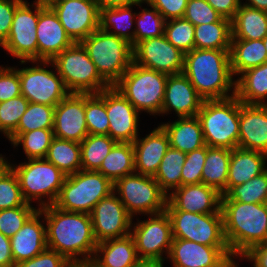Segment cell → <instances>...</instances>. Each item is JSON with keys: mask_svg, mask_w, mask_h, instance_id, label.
Returning <instances> with one entry per match:
<instances>
[{"mask_svg": "<svg viewBox=\"0 0 267 267\" xmlns=\"http://www.w3.org/2000/svg\"><path fill=\"white\" fill-rule=\"evenodd\" d=\"M263 42L267 52V35L263 38Z\"/></svg>", "mask_w": 267, "mask_h": 267, "instance_id": "cell-64", "label": "cell"}, {"mask_svg": "<svg viewBox=\"0 0 267 267\" xmlns=\"http://www.w3.org/2000/svg\"><path fill=\"white\" fill-rule=\"evenodd\" d=\"M165 260L140 259L135 267H164Z\"/></svg>", "mask_w": 267, "mask_h": 267, "instance_id": "cell-59", "label": "cell"}, {"mask_svg": "<svg viewBox=\"0 0 267 267\" xmlns=\"http://www.w3.org/2000/svg\"><path fill=\"white\" fill-rule=\"evenodd\" d=\"M131 234L97 243L91 267H135L139 261Z\"/></svg>", "mask_w": 267, "mask_h": 267, "instance_id": "cell-27", "label": "cell"}, {"mask_svg": "<svg viewBox=\"0 0 267 267\" xmlns=\"http://www.w3.org/2000/svg\"><path fill=\"white\" fill-rule=\"evenodd\" d=\"M98 9L109 7H119L125 5H136L141 7L142 3H145V0H94Z\"/></svg>", "mask_w": 267, "mask_h": 267, "instance_id": "cell-58", "label": "cell"}, {"mask_svg": "<svg viewBox=\"0 0 267 267\" xmlns=\"http://www.w3.org/2000/svg\"><path fill=\"white\" fill-rule=\"evenodd\" d=\"M100 77L114 86L133 63V47L123 38L100 28L82 42Z\"/></svg>", "mask_w": 267, "mask_h": 267, "instance_id": "cell-4", "label": "cell"}, {"mask_svg": "<svg viewBox=\"0 0 267 267\" xmlns=\"http://www.w3.org/2000/svg\"><path fill=\"white\" fill-rule=\"evenodd\" d=\"M42 213L37 210L10 238L11 253L14 264L31 259L47 248L46 226L40 221Z\"/></svg>", "mask_w": 267, "mask_h": 267, "instance_id": "cell-26", "label": "cell"}, {"mask_svg": "<svg viewBox=\"0 0 267 267\" xmlns=\"http://www.w3.org/2000/svg\"><path fill=\"white\" fill-rule=\"evenodd\" d=\"M90 216L97 243L131 234L134 218L127 212L114 192L102 198L94 206Z\"/></svg>", "mask_w": 267, "mask_h": 267, "instance_id": "cell-16", "label": "cell"}, {"mask_svg": "<svg viewBox=\"0 0 267 267\" xmlns=\"http://www.w3.org/2000/svg\"><path fill=\"white\" fill-rule=\"evenodd\" d=\"M53 129H37L22 133L13 143L14 147L22 145L28 159H45L52 139ZM20 144V145H19Z\"/></svg>", "mask_w": 267, "mask_h": 267, "instance_id": "cell-43", "label": "cell"}, {"mask_svg": "<svg viewBox=\"0 0 267 267\" xmlns=\"http://www.w3.org/2000/svg\"><path fill=\"white\" fill-rule=\"evenodd\" d=\"M37 210V207L34 208L29 203L0 210V232L7 238H11Z\"/></svg>", "mask_w": 267, "mask_h": 267, "instance_id": "cell-48", "label": "cell"}, {"mask_svg": "<svg viewBox=\"0 0 267 267\" xmlns=\"http://www.w3.org/2000/svg\"><path fill=\"white\" fill-rule=\"evenodd\" d=\"M169 147V137L160 125L145 138L137 137L133 142L135 173L154 176Z\"/></svg>", "mask_w": 267, "mask_h": 267, "instance_id": "cell-25", "label": "cell"}, {"mask_svg": "<svg viewBox=\"0 0 267 267\" xmlns=\"http://www.w3.org/2000/svg\"><path fill=\"white\" fill-rule=\"evenodd\" d=\"M38 210L46 222L47 248L57 251L74 266L89 265L97 246L90 214L68 212L54 205Z\"/></svg>", "mask_w": 267, "mask_h": 267, "instance_id": "cell-1", "label": "cell"}, {"mask_svg": "<svg viewBox=\"0 0 267 267\" xmlns=\"http://www.w3.org/2000/svg\"><path fill=\"white\" fill-rule=\"evenodd\" d=\"M63 255L57 251L46 248L37 256L21 261L15 267H73Z\"/></svg>", "mask_w": 267, "mask_h": 267, "instance_id": "cell-52", "label": "cell"}, {"mask_svg": "<svg viewBox=\"0 0 267 267\" xmlns=\"http://www.w3.org/2000/svg\"><path fill=\"white\" fill-rule=\"evenodd\" d=\"M114 184L102 173L94 170H80L68 175L53 204L68 212L90 214L94 206L113 192Z\"/></svg>", "mask_w": 267, "mask_h": 267, "instance_id": "cell-9", "label": "cell"}, {"mask_svg": "<svg viewBox=\"0 0 267 267\" xmlns=\"http://www.w3.org/2000/svg\"><path fill=\"white\" fill-rule=\"evenodd\" d=\"M184 18L198 26L217 22L222 16L206 0H188Z\"/></svg>", "mask_w": 267, "mask_h": 267, "instance_id": "cell-50", "label": "cell"}, {"mask_svg": "<svg viewBox=\"0 0 267 267\" xmlns=\"http://www.w3.org/2000/svg\"><path fill=\"white\" fill-rule=\"evenodd\" d=\"M231 149L208 147L202 170V183L222 193L227 186Z\"/></svg>", "mask_w": 267, "mask_h": 267, "instance_id": "cell-35", "label": "cell"}, {"mask_svg": "<svg viewBox=\"0 0 267 267\" xmlns=\"http://www.w3.org/2000/svg\"><path fill=\"white\" fill-rule=\"evenodd\" d=\"M231 20L222 17L217 22L201 24L194 29L195 49L230 50Z\"/></svg>", "mask_w": 267, "mask_h": 267, "instance_id": "cell-36", "label": "cell"}, {"mask_svg": "<svg viewBox=\"0 0 267 267\" xmlns=\"http://www.w3.org/2000/svg\"><path fill=\"white\" fill-rule=\"evenodd\" d=\"M238 148L267 154V104L239 101Z\"/></svg>", "mask_w": 267, "mask_h": 267, "instance_id": "cell-22", "label": "cell"}, {"mask_svg": "<svg viewBox=\"0 0 267 267\" xmlns=\"http://www.w3.org/2000/svg\"><path fill=\"white\" fill-rule=\"evenodd\" d=\"M234 257L238 259L239 256H234V255L230 256L220 267H238V265L234 261L235 259Z\"/></svg>", "mask_w": 267, "mask_h": 267, "instance_id": "cell-61", "label": "cell"}, {"mask_svg": "<svg viewBox=\"0 0 267 267\" xmlns=\"http://www.w3.org/2000/svg\"><path fill=\"white\" fill-rule=\"evenodd\" d=\"M18 177L8 165L0 174V210L25 205Z\"/></svg>", "mask_w": 267, "mask_h": 267, "instance_id": "cell-46", "label": "cell"}, {"mask_svg": "<svg viewBox=\"0 0 267 267\" xmlns=\"http://www.w3.org/2000/svg\"><path fill=\"white\" fill-rule=\"evenodd\" d=\"M54 137L81 143L89 134L85 119V93H69L56 106Z\"/></svg>", "mask_w": 267, "mask_h": 267, "instance_id": "cell-18", "label": "cell"}, {"mask_svg": "<svg viewBox=\"0 0 267 267\" xmlns=\"http://www.w3.org/2000/svg\"><path fill=\"white\" fill-rule=\"evenodd\" d=\"M22 1L0 0V47L9 36L16 7Z\"/></svg>", "mask_w": 267, "mask_h": 267, "instance_id": "cell-54", "label": "cell"}, {"mask_svg": "<svg viewBox=\"0 0 267 267\" xmlns=\"http://www.w3.org/2000/svg\"><path fill=\"white\" fill-rule=\"evenodd\" d=\"M204 99L183 74L168 75L161 114L175 111L177 117L197 116Z\"/></svg>", "mask_w": 267, "mask_h": 267, "instance_id": "cell-23", "label": "cell"}, {"mask_svg": "<svg viewBox=\"0 0 267 267\" xmlns=\"http://www.w3.org/2000/svg\"><path fill=\"white\" fill-rule=\"evenodd\" d=\"M28 104L29 101L23 95L0 102V132L6 138L17 129Z\"/></svg>", "mask_w": 267, "mask_h": 267, "instance_id": "cell-47", "label": "cell"}, {"mask_svg": "<svg viewBox=\"0 0 267 267\" xmlns=\"http://www.w3.org/2000/svg\"><path fill=\"white\" fill-rule=\"evenodd\" d=\"M204 142L208 147L234 149L239 139V100H204L197 113Z\"/></svg>", "mask_w": 267, "mask_h": 267, "instance_id": "cell-5", "label": "cell"}, {"mask_svg": "<svg viewBox=\"0 0 267 267\" xmlns=\"http://www.w3.org/2000/svg\"><path fill=\"white\" fill-rule=\"evenodd\" d=\"M222 194L203 183L183 185L167 196L165 210L208 214L221 212Z\"/></svg>", "mask_w": 267, "mask_h": 267, "instance_id": "cell-20", "label": "cell"}, {"mask_svg": "<svg viewBox=\"0 0 267 267\" xmlns=\"http://www.w3.org/2000/svg\"><path fill=\"white\" fill-rule=\"evenodd\" d=\"M222 17L232 20L241 0H206Z\"/></svg>", "mask_w": 267, "mask_h": 267, "instance_id": "cell-56", "label": "cell"}, {"mask_svg": "<svg viewBox=\"0 0 267 267\" xmlns=\"http://www.w3.org/2000/svg\"><path fill=\"white\" fill-rule=\"evenodd\" d=\"M184 56L164 35L140 41L133 47V63L167 75L182 73Z\"/></svg>", "mask_w": 267, "mask_h": 267, "instance_id": "cell-17", "label": "cell"}, {"mask_svg": "<svg viewBox=\"0 0 267 267\" xmlns=\"http://www.w3.org/2000/svg\"><path fill=\"white\" fill-rule=\"evenodd\" d=\"M230 256L229 247L206 246L173 238L168 258L173 267H220Z\"/></svg>", "mask_w": 267, "mask_h": 267, "instance_id": "cell-21", "label": "cell"}, {"mask_svg": "<svg viewBox=\"0 0 267 267\" xmlns=\"http://www.w3.org/2000/svg\"><path fill=\"white\" fill-rule=\"evenodd\" d=\"M235 96L244 104H267V62L238 76Z\"/></svg>", "mask_w": 267, "mask_h": 267, "instance_id": "cell-32", "label": "cell"}, {"mask_svg": "<svg viewBox=\"0 0 267 267\" xmlns=\"http://www.w3.org/2000/svg\"><path fill=\"white\" fill-rule=\"evenodd\" d=\"M229 51L193 49L185 53L182 73L204 100H222L235 96L236 80L231 70Z\"/></svg>", "mask_w": 267, "mask_h": 267, "instance_id": "cell-2", "label": "cell"}, {"mask_svg": "<svg viewBox=\"0 0 267 267\" xmlns=\"http://www.w3.org/2000/svg\"><path fill=\"white\" fill-rule=\"evenodd\" d=\"M230 65L234 75L267 62V52L262 40L231 39Z\"/></svg>", "mask_w": 267, "mask_h": 267, "instance_id": "cell-30", "label": "cell"}, {"mask_svg": "<svg viewBox=\"0 0 267 267\" xmlns=\"http://www.w3.org/2000/svg\"><path fill=\"white\" fill-rule=\"evenodd\" d=\"M172 224L173 238L196 243L229 247L224 234L222 213L199 214L181 210H166Z\"/></svg>", "mask_w": 267, "mask_h": 267, "instance_id": "cell-11", "label": "cell"}, {"mask_svg": "<svg viewBox=\"0 0 267 267\" xmlns=\"http://www.w3.org/2000/svg\"><path fill=\"white\" fill-rule=\"evenodd\" d=\"M147 6L151 9L143 8L135 17L134 46L140 41L164 35L166 20L155 7L148 4Z\"/></svg>", "mask_w": 267, "mask_h": 267, "instance_id": "cell-44", "label": "cell"}, {"mask_svg": "<svg viewBox=\"0 0 267 267\" xmlns=\"http://www.w3.org/2000/svg\"><path fill=\"white\" fill-rule=\"evenodd\" d=\"M49 65L55 68L70 93L98 94L110 87L100 77L81 42L56 55Z\"/></svg>", "mask_w": 267, "mask_h": 267, "instance_id": "cell-8", "label": "cell"}, {"mask_svg": "<svg viewBox=\"0 0 267 267\" xmlns=\"http://www.w3.org/2000/svg\"><path fill=\"white\" fill-rule=\"evenodd\" d=\"M20 95L19 68L0 66V102Z\"/></svg>", "mask_w": 267, "mask_h": 267, "instance_id": "cell-51", "label": "cell"}, {"mask_svg": "<svg viewBox=\"0 0 267 267\" xmlns=\"http://www.w3.org/2000/svg\"><path fill=\"white\" fill-rule=\"evenodd\" d=\"M31 4L23 0L16 7L9 36L1 45L5 51L20 61L38 60L36 28L39 13L46 6L35 2Z\"/></svg>", "mask_w": 267, "mask_h": 267, "instance_id": "cell-13", "label": "cell"}, {"mask_svg": "<svg viewBox=\"0 0 267 267\" xmlns=\"http://www.w3.org/2000/svg\"><path fill=\"white\" fill-rule=\"evenodd\" d=\"M169 137L170 147L184 153L192 152L205 146L203 132L197 116L178 117L172 123L160 125Z\"/></svg>", "mask_w": 267, "mask_h": 267, "instance_id": "cell-29", "label": "cell"}, {"mask_svg": "<svg viewBox=\"0 0 267 267\" xmlns=\"http://www.w3.org/2000/svg\"><path fill=\"white\" fill-rule=\"evenodd\" d=\"M36 35L38 61H51L56 55L74 43L49 6H46L39 13Z\"/></svg>", "mask_w": 267, "mask_h": 267, "instance_id": "cell-24", "label": "cell"}, {"mask_svg": "<svg viewBox=\"0 0 267 267\" xmlns=\"http://www.w3.org/2000/svg\"><path fill=\"white\" fill-rule=\"evenodd\" d=\"M168 75L132 63L125 74L113 86L138 112L160 115Z\"/></svg>", "mask_w": 267, "mask_h": 267, "instance_id": "cell-6", "label": "cell"}, {"mask_svg": "<svg viewBox=\"0 0 267 267\" xmlns=\"http://www.w3.org/2000/svg\"><path fill=\"white\" fill-rule=\"evenodd\" d=\"M149 217L131 226L137 255L139 259L166 260L173 240L170 217L166 210ZM163 253L167 258L163 257Z\"/></svg>", "mask_w": 267, "mask_h": 267, "instance_id": "cell-14", "label": "cell"}, {"mask_svg": "<svg viewBox=\"0 0 267 267\" xmlns=\"http://www.w3.org/2000/svg\"><path fill=\"white\" fill-rule=\"evenodd\" d=\"M231 29L232 39L262 40L267 35V12L241 3Z\"/></svg>", "mask_w": 267, "mask_h": 267, "instance_id": "cell-31", "label": "cell"}, {"mask_svg": "<svg viewBox=\"0 0 267 267\" xmlns=\"http://www.w3.org/2000/svg\"><path fill=\"white\" fill-rule=\"evenodd\" d=\"M0 267H15L11 253L10 238L0 232Z\"/></svg>", "mask_w": 267, "mask_h": 267, "instance_id": "cell-57", "label": "cell"}, {"mask_svg": "<svg viewBox=\"0 0 267 267\" xmlns=\"http://www.w3.org/2000/svg\"><path fill=\"white\" fill-rule=\"evenodd\" d=\"M106 111L109 120L108 135L116 142L133 143L139 136V112L113 86L106 89Z\"/></svg>", "mask_w": 267, "mask_h": 267, "instance_id": "cell-19", "label": "cell"}, {"mask_svg": "<svg viewBox=\"0 0 267 267\" xmlns=\"http://www.w3.org/2000/svg\"><path fill=\"white\" fill-rule=\"evenodd\" d=\"M242 4L267 12V0H246V2Z\"/></svg>", "mask_w": 267, "mask_h": 267, "instance_id": "cell-60", "label": "cell"}, {"mask_svg": "<svg viewBox=\"0 0 267 267\" xmlns=\"http://www.w3.org/2000/svg\"><path fill=\"white\" fill-rule=\"evenodd\" d=\"M73 267H91V266H89V265H75Z\"/></svg>", "mask_w": 267, "mask_h": 267, "instance_id": "cell-65", "label": "cell"}, {"mask_svg": "<svg viewBox=\"0 0 267 267\" xmlns=\"http://www.w3.org/2000/svg\"><path fill=\"white\" fill-rule=\"evenodd\" d=\"M113 192L132 216L165 211L167 195L153 176L133 173L117 180Z\"/></svg>", "mask_w": 267, "mask_h": 267, "instance_id": "cell-10", "label": "cell"}, {"mask_svg": "<svg viewBox=\"0 0 267 267\" xmlns=\"http://www.w3.org/2000/svg\"><path fill=\"white\" fill-rule=\"evenodd\" d=\"M134 5L109 7L100 10L99 28L112 35L128 41L134 47L135 30L132 25L135 23L136 12H132ZM112 26V27H111ZM111 28H113L111 30ZM131 29V31H129Z\"/></svg>", "mask_w": 267, "mask_h": 267, "instance_id": "cell-33", "label": "cell"}, {"mask_svg": "<svg viewBox=\"0 0 267 267\" xmlns=\"http://www.w3.org/2000/svg\"><path fill=\"white\" fill-rule=\"evenodd\" d=\"M206 153L207 145L186 153V160L181 173V186L202 183V170Z\"/></svg>", "mask_w": 267, "mask_h": 267, "instance_id": "cell-49", "label": "cell"}, {"mask_svg": "<svg viewBox=\"0 0 267 267\" xmlns=\"http://www.w3.org/2000/svg\"><path fill=\"white\" fill-rule=\"evenodd\" d=\"M9 165L8 160L0 154V174Z\"/></svg>", "mask_w": 267, "mask_h": 267, "instance_id": "cell-62", "label": "cell"}, {"mask_svg": "<svg viewBox=\"0 0 267 267\" xmlns=\"http://www.w3.org/2000/svg\"><path fill=\"white\" fill-rule=\"evenodd\" d=\"M55 106L29 102L17 129L8 137L13 143L22 133L37 129H53Z\"/></svg>", "mask_w": 267, "mask_h": 267, "instance_id": "cell-39", "label": "cell"}, {"mask_svg": "<svg viewBox=\"0 0 267 267\" xmlns=\"http://www.w3.org/2000/svg\"><path fill=\"white\" fill-rule=\"evenodd\" d=\"M9 166L18 177L22 195L27 203L32 204V201L38 200V209L55 203L67 176L54 164L46 159H28V162L16 166L9 163Z\"/></svg>", "mask_w": 267, "mask_h": 267, "instance_id": "cell-7", "label": "cell"}, {"mask_svg": "<svg viewBox=\"0 0 267 267\" xmlns=\"http://www.w3.org/2000/svg\"><path fill=\"white\" fill-rule=\"evenodd\" d=\"M186 160V153L169 147L153 176L158 182L160 189L168 196L170 190L181 186L182 167Z\"/></svg>", "mask_w": 267, "mask_h": 267, "instance_id": "cell-38", "label": "cell"}, {"mask_svg": "<svg viewBox=\"0 0 267 267\" xmlns=\"http://www.w3.org/2000/svg\"><path fill=\"white\" fill-rule=\"evenodd\" d=\"M97 171L113 184L122 177L135 173L133 143L117 142Z\"/></svg>", "mask_w": 267, "mask_h": 267, "instance_id": "cell-34", "label": "cell"}, {"mask_svg": "<svg viewBox=\"0 0 267 267\" xmlns=\"http://www.w3.org/2000/svg\"><path fill=\"white\" fill-rule=\"evenodd\" d=\"M221 200L267 203V169L242 185L232 186Z\"/></svg>", "mask_w": 267, "mask_h": 267, "instance_id": "cell-42", "label": "cell"}, {"mask_svg": "<svg viewBox=\"0 0 267 267\" xmlns=\"http://www.w3.org/2000/svg\"><path fill=\"white\" fill-rule=\"evenodd\" d=\"M117 142L109 135L89 134L81 143V170L97 171Z\"/></svg>", "mask_w": 267, "mask_h": 267, "instance_id": "cell-40", "label": "cell"}, {"mask_svg": "<svg viewBox=\"0 0 267 267\" xmlns=\"http://www.w3.org/2000/svg\"><path fill=\"white\" fill-rule=\"evenodd\" d=\"M145 3L155 7L167 21L184 17L188 0H145Z\"/></svg>", "mask_w": 267, "mask_h": 267, "instance_id": "cell-53", "label": "cell"}, {"mask_svg": "<svg viewBox=\"0 0 267 267\" xmlns=\"http://www.w3.org/2000/svg\"><path fill=\"white\" fill-rule=\"evenodd\" d=\"M194 29L195 26L184 17L170 19L165 22L164 36L185 54L195 49Z\"/></svg>", "mask_w": 267, "mask_h": 267, "instance_id": "cell-45", "label": "cell"}, {"mask_svg": "<svg viewBox=\"0 0 267 267\" xmlns=\"http://www.w3.org/2000/svg\"><path fill=\"white\" fill-rule=\"evenodd\" d=\"M253 262L254 267H267V242L250 247L239 258Z\"/></svg>", "mask_w": 267, "mask_h": 267, "instance_id": "cell-55", "label": "cell"}, {"mask_svg": "<svg viewBox=\"0 0 267 267\" xmlns=\"http://www.w3.org/2000/svg\"><path fill=\"white\" fill-rule=\"evenodd\" d=\"M267 154L234 148L231 150L228 180L222 196L232 187L242 185L267 169Z\"/></svg>", "mask_w": 267, "mask_h": 267, "instance_id": "cell-28", "label": "cell"}, {"mask_svg": "<svg viewBox=\"0 0 267 267\" xmlns=\"http://www.w3.org/2000/svg\"><path fill=\"white\" fill-rule=\"evenodd\" d=\"M56 1H58V0H35L33 2L40 4V5H43V6H50Z\"/></svg>", "mask_w": 267, "mask_h": 267, "instance_id": "cell-63", "label": "cell"}, {"mask_svg": "<svg viewBox=\"0 0 267 267\" xmlns=\"http://www.w3.org/2000/svg\"><path fill=\"white\" fill-rule=\"evenodd\" d=\"M45 159L54 164L66 176L81 170L80 143L54 137Z\"/></svg>", "mask_w": 267, "mask_h": 267, "instance_id": "cell-37", "label": "cell"}, {"mask_svg": "<svg viewBox=\"0 0 267 267\" xmlns=\"http://www.w3.org/2000/svg\"><path fill=\"white\" fill-rule=\"evenodd\" d=\"M49 7L74 43L99 29L100 10L94 0H58Z\"/></svg>", "mask_w": 267, "mask_h": 267, "instance_id": "cell-15", "label": "cell"}, {"mask_svg": "<svg viewBox=\"0 0 267 267\" xmlns=\"http://www.w3.org/2000/svg\"><path fill=\"white\" fill-rule=\"evenodd\" d=\"M85 119L88 134L108 135L109 120L106 111V89L98 94L85 93Z\"/></svg>", "mask_w": 267, "mask_h": 267, "instance_id": "cell-41", "label": "cell"}, {"mask_svg": "<svg viewBox=\"0 0 267 267\" xmlns=\"http://www.w3.org/2000/svg\"><path fill=\"white\" fill-rule=\"evenodd\" d=\"M20 62V64L36 63V66L34 64V66L19 69L21 95L29 102L56 106L70 93L58 72L46 69L49 61Z\"/></svg>", "mask_w": 267, "mask_h": 267, "instance_id": "cell-12", "label": "cell"}, {"mask_svg": "<svg viewBox=\"0 0 267 267\" xmlns=\"http://www.w3.org/2000/svg\"><path fill=\"white\" fill-rule=\"evenodd\" d=\"M221 212L232 255L241 256L250 247L267 242V203L221 200Z\"/></svg>", "mask_w": 267, "mask_h": 267, "instance_id": "cell-3", "label": "cell"}]
</instances>
